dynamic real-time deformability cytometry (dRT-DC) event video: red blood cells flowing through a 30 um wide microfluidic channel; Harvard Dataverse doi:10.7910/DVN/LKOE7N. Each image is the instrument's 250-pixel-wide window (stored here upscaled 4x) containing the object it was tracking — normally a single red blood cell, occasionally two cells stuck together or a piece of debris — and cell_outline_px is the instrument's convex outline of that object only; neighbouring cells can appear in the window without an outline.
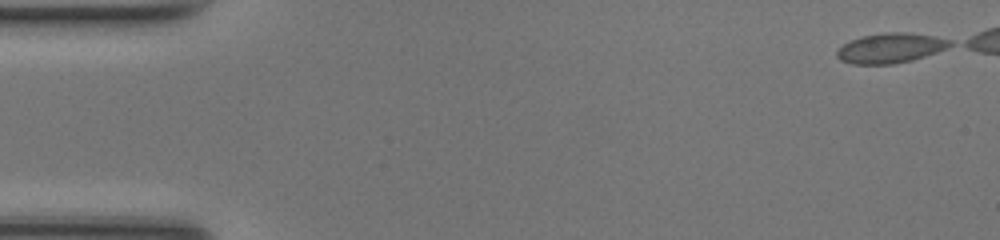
{"species": "common noctule bat (a hibernating species)", "species_latin": "Nyctalus noctula", "temperature_condition": "room temperature", "stored_images_in_passage": 42, "camera_frame_rate_fps": 3000, "um_per_image_px": 0.085, "animal": {"sex": "female", "body_mass_g": 17.0, "forearm_length_mm": 48.0}, "frame": {"image": 1, "passage_image": 1, "time_ms": 0.0, "image_size_px": [1000, 240], "cell_outline_px": [[952, 44], [936, 52], [912, 60], [892, 64], [852, 64], [840, 60], [836, 56], [836, 52], [844, 44], [852, 40], [864, 36], [888, 32], [908, 32], [936, 36], [952, 40]], "centroid_in_image_um": [75.69, 4.08], "position_along_channel_um": 9.3, "area_um2": 19.48}}
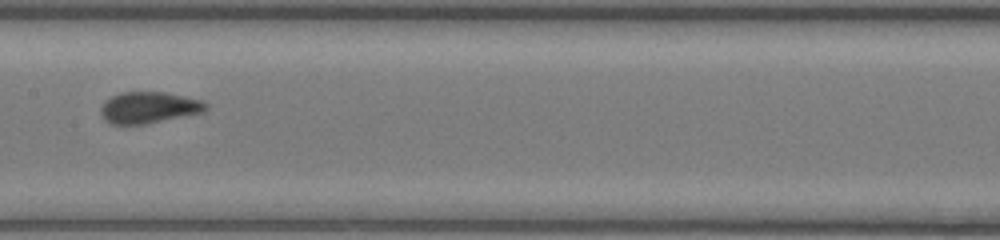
{"frame": {"image": 2, "passage_image": 24, "time_ms": 7.667, "image_size_px": [1000, 240], "cell_outline_px": [[208, 108], [204, 112], [144, 124], [108, 124], [100, 116], [100, 108], [104, 100], [120, 92], [164, 92], [200, 100], [208, 104]], "centroid_in_image_um": [12.59, 9.14], "position_along_channel_um": 194.8, "area_um2": 19.31}}
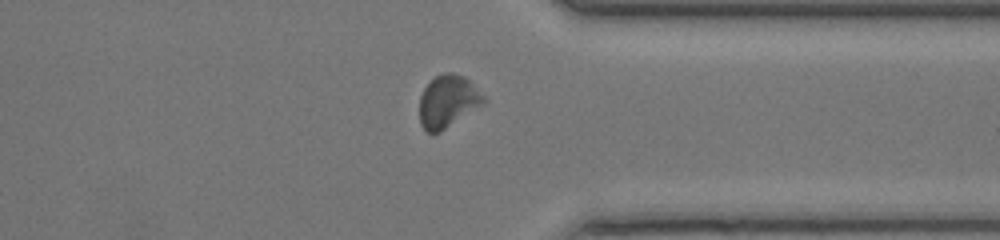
{"frame": {"image": 3, "passage_image": 37, "time_ms": 12.0, "image_size_px": [1000, 240], "cell_outline_px": [[488, 100], [484, 104], [440, 132], [428, 132], [420, 124], [420, 96], [424, 88], [436, 76], [444, 72], [452, 72], [464, 76]], "centroid_in_image_um": [38.08, 8.61], "position_along_channel_um": 373.3, "area_um2": 19.42}, "authors_computed_cell_mechanics": {"area_um2": 18.9584, "velocity_mm_per_s": 4.2199, "shape_relaxation_time_tau1_ms": 5.3217, "shape_relaxation_time_tau2_ms": null, "deformation_change_tau1": 0.114, "deformation_change_tau2": null}}